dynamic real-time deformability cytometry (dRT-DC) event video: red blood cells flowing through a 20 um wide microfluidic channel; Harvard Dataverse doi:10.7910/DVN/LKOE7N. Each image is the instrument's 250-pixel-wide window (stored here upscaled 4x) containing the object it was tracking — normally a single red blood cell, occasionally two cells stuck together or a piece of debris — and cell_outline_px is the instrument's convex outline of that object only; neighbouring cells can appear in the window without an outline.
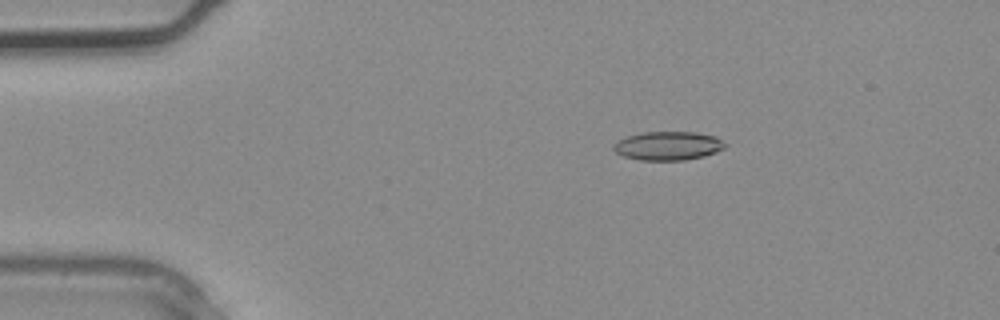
{"species": "common noctule bat (a hibernating species)", "species_latin": "Nyctalus noctula", "temperature_condition": "warm", "stored_images_in_passage": 3, "camera_frame_rate_fps": 3000, "um_per_image_px": 0.085, "animal": {"sex": "male", "body_mass_g": 20.4}, "frame": {"image": 1, "passage_image": 2, "time_ms": 0.333, "image_size_px": [1000, 320], "cell_outline_px": [[728, 144], [724, 148], [716, 152], [704, 156], [684, 160], [640, 160], [624, 156], [616, 152], [612, 148], [612, 144], [628, 136], [640, 132], [696, 132], [716, 136]], "centroid_in_image_um": [56.81, 12.39], "position_along_channel_um": 28.2, "area_um2": 18.73}}